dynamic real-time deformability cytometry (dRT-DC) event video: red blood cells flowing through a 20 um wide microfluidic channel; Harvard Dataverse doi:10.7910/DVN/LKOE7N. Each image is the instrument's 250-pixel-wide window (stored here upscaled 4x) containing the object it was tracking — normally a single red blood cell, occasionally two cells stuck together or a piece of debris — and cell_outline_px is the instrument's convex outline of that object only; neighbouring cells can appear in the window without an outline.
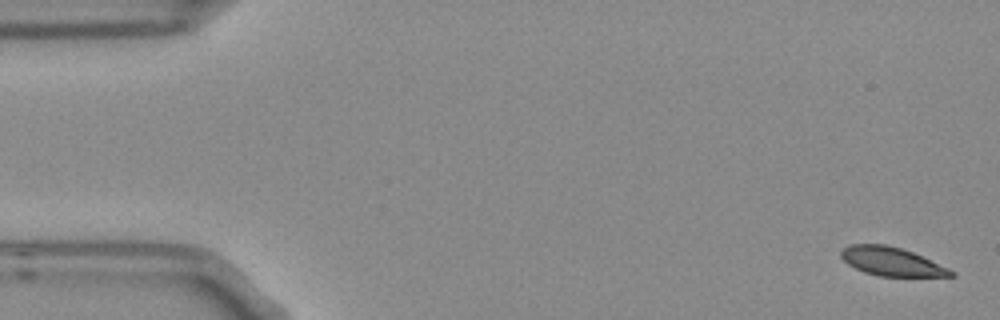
{"species": "Egyptian fruit bat (a non-hibernating species)", "species_latin": "Rousettus aegyptiacus", "temperature_condition": "room temperature", "stored_images_in_passage": 5, "camera_frame_rate_fps": 3000, "um_per_image_px": 0.085, "frame": {"image": 1, "passage_image": 1, "time_ms": 0.0, "image_size_px": [1000, 320], "cell_outline_px": [[956, 276], [880, 276], [864, 272], [848, 264], [840, 256], [840, 252], [848, 244], [888, 244], [912, 252], [948, 268], [956, 272]], "centroid_in_image_um": [75.76, 22.22], "position_along_channel_um": 9.2, "area_um2": 18.15}}